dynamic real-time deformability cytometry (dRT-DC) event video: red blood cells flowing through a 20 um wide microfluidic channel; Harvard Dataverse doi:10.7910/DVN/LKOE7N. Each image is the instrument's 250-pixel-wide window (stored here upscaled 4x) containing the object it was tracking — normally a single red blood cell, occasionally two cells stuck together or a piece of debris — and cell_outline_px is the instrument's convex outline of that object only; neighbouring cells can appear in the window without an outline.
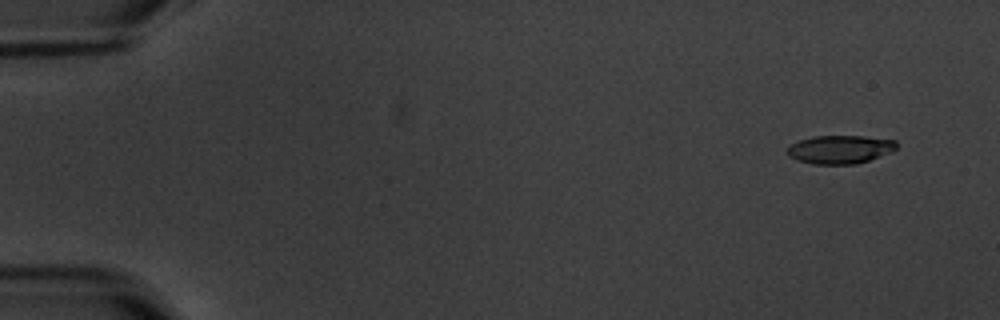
{"species": "common noctule bat (a hibernating species)", "species_latin": "Nyctalus noctula", "temperature_condition": "warm", "stored_images_in_passage": 8, "camera_frame_rate_fps": 3000, "um_per_image_px": 0.085, "animal": {"sex": "male", "body_mass_g": 20.1, "forearm_length_mm": 53.5}, "frame": {"image": 1, "passage_image": 2, "time_ms": 1.0, "image_size_px": [1000, 320], "cell_outline_px": [[896, 148], [892, 152], [856, 164], [812, 164], [796, 160], [788, 156], [784, 152], [788, 144], [812, 136], [864, 136], [896, 140]], "centroid_in_image_um": [71.33, 12.7], "position_along_channel_um": 13.7, "area_um2": 18.32}}
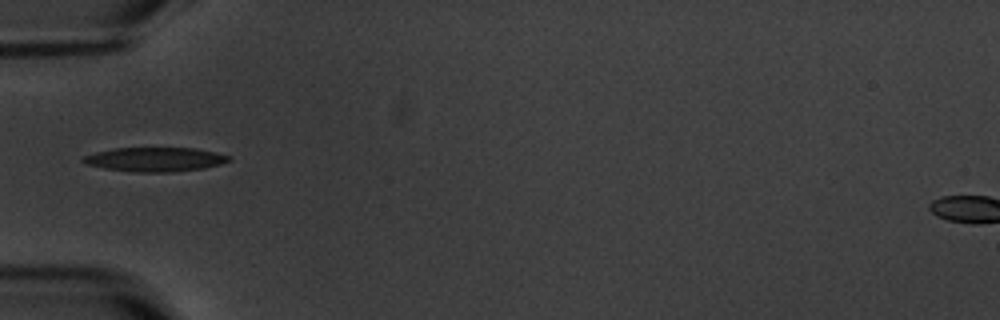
{"frame": {"image": 2, "passage_image": 6, "time_ms": 6.333, "image_size_px": [1000, 320], "cell_outline_px": [[232, 160], [220, 164], [204, 168], [172, 172], [136, 172], [104, 168], [88, 164], [80, 160], [84, 156], [96, 152], [116, 148], [196, 148], [216, 152], [232, 156]], "centroid_in_image_um": [13.23, 13.55], "position_along_channel_um": 71.8, "area_um2": 20.52}}